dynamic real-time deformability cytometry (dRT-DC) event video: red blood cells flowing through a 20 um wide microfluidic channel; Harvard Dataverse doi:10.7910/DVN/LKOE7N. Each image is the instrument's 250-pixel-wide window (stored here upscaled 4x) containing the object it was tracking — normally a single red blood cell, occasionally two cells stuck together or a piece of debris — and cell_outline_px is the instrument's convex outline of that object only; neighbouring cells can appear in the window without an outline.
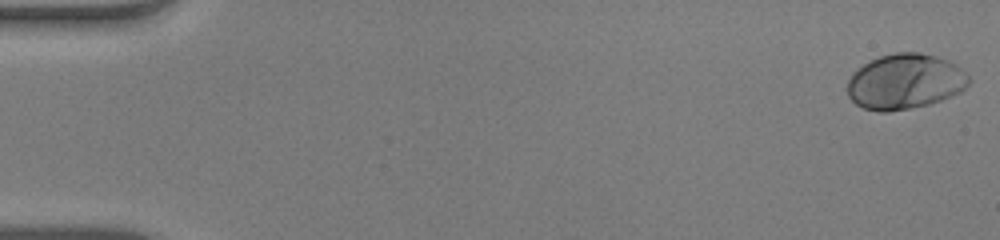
{"species": "human", "species_latin": "Homo sapiens", "temperature_condition": "warm", "stored_images_in_passage": 53, "camera_frame_rate_fps": 3000, "um_per_image_px": 0.085, "donor": {"sex": "male"}, "frame": {"image": 1, "passage_image": 1, "time_ms": 0.0, "image_size_px": [1000, 240], "cell_outline_px": [[972, 80], [960, 92], [940, 100], [928, 104], [888, 112], [880, 112], [864, 108], [856, 104], [848, 96], [848, 80], [852, 72], [856, 68], [880, 56], [896, 52], [916, 52], [936, 56], [948, 60], [956, 64]], "centroid_in_image_um": [76.91, 6.93], "position_along_channel_um": 8.1, "area_um2": 39.02}}
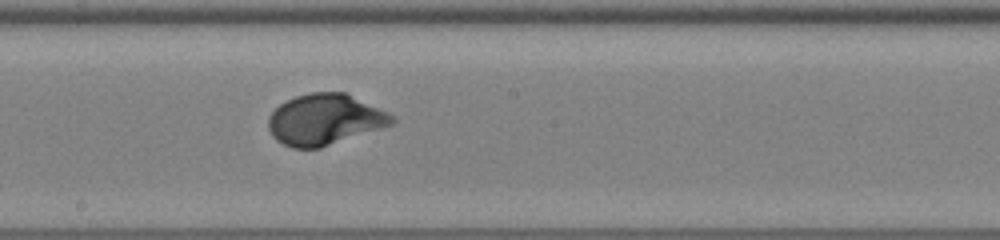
{"frame": {"image": 2, "passage_image": 30, "time_ms": 9.667, "image_size_px": [1000, 240], "cell_outline_px": [[396, 120], [392, 124], [320, 148], [292, 148], [276, 140], [272, 136], [268, 128], [268, 116], [280, 104], [296, 96], [312, 92], [344, 92], [388, 112]], "centroid_in_image_um": [27.57, 10.16], "position_along_channel_um": 220.6, "area_um2": 36.3}}
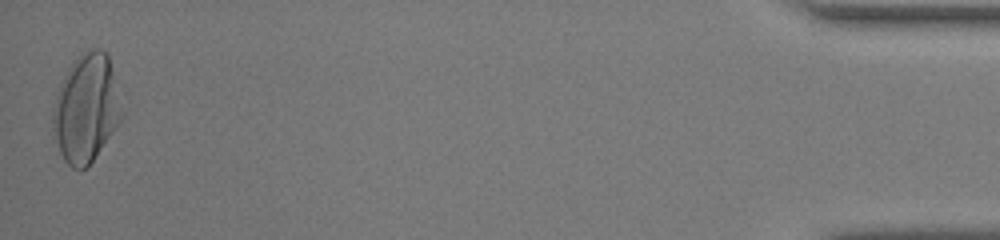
{"frame": {"image": 3, "passage_image": 53, "time_ms": 17.333, "image_size_px": [1000, 240], "cell_outline_px": [[124, 116], [116, 128], [92, 160], [80, 172], [72, 168], [64, 160], [60, 152], [52, 124], [52, 112], [56, 92], [68, 68], [84, 52], [96, 48], [100, 48], [108, 56], [124, 112]], "centroid_in_image_um": [7.33, 9.23], "position_along_channel_um": 427.9, "area_um2": 42.95}, "authors_computed_cell_mechanics": {"area_um2": 36.414, "velocity_mm_per_s": 3.881, "shape_relaxation_time_tau1_ms": 3.4013, "shape_relaxation_time_tau2_ms": null, "deformation_change_tau1": 0.1992, "deformation_change_tau2": null}}